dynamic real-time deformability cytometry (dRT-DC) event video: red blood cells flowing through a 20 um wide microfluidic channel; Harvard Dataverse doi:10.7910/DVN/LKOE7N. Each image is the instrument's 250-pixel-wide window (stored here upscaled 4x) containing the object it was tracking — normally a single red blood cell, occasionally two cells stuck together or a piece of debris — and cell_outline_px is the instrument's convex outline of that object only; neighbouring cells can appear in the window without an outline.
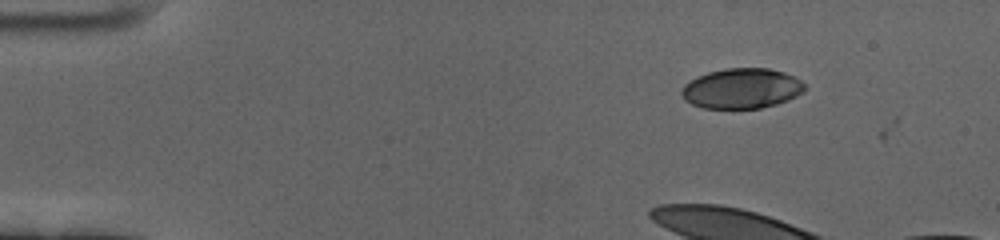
{"species": "human", "species_latin": "Homo sapiens", "temperature_condition": "cold", "stored_images_in_passage": 4, "camera_frame_rate_fps": 3000, "um_per_image_px": 0.085, "donor": {"sex": "female"}, "frame": {"image": 1, "passage_image": 3, "time_ms": 0.667, "image_size_px": [1000, 240], "cell_outline_px": [[804, 88], [796, 96], [788, 100], [776, 104], [760, 108], [704, 108], [692, 104], [684, 100], [680, 92], [684, 84], [696, 76], [708, 72], [724, 68], [768, 68], [784, 72], [800, 80], [804, 84]], "centroid_in_image_um": [62.99, 7.51], "position_along_channel_um": 22.0, "area_um2": 28.78}}